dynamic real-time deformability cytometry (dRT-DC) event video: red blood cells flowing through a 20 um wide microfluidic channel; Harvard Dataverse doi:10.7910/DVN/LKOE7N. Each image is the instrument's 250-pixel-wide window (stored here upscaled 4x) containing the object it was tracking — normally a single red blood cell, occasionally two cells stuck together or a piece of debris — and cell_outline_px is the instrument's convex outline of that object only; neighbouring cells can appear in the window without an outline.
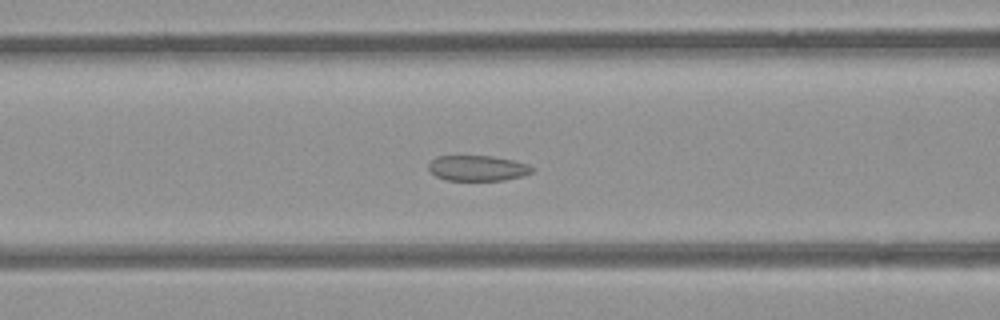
{"species": "common noctule bat (a hibernating species)", "species_latin": "Nyctalus noctula", "temperature_condition": "room temperature", "stored_images_in_passage": 33, "camera_frame_rate_fps": 3000, "um_per_image_px": 0.085, "animal": {"sex": "female", "body_mass_g": 21.9}, "frame": {"image": 1, "passage_image": 21, "time_ms": 6.667, "image_size_px": [1000, 320], "cell_outline_px": [[536, 168], [532, 172], [520, 176], [504, 180], [444, 180], [436, 176], [428, 168], [428, 164], [436, 156], [492, 156], [512, 160], [528, 164]], "centroid_in_image_um": [40.59, 14.29], "position_along_channel_um": 126.0, "area_um2": 15.32}}
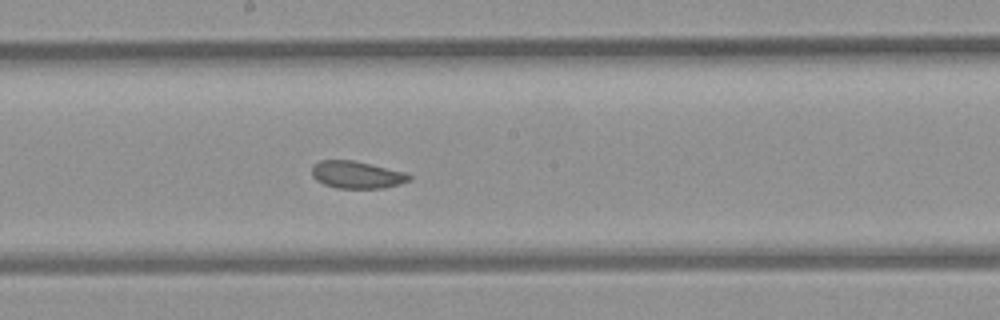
{"frame": {"image": 2, "passage_image": 28, "time_ms": 9.0, "image_size_px": [1000, 320], "cell_outline_px": [[412, 180], [400, 184], [384, 188], [336, 188], [324, 184], [316, 180], [312, 176], [312, 168], [320, 160], [352, 160], [372, 164], [404, 172], [412, 176]], "centroid_in_image_um": [30.35, 14.86], "position_along_channel_um": 217.9, "area_um2": 15.49}}
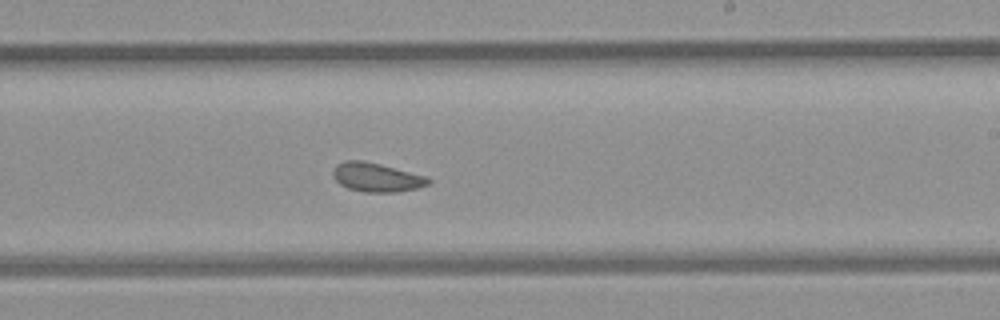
{"frame": {"image": 3, "passage_image": 31, "time_ms": 10.0, "image_size_px": [1000, 320], "cell_outline_px": [[432, 180], [428, 184], [416, 188], [400, 192], [364, 192], [348, 188], [340, 184], [332, 176], [332, 172], [336, 164], [344, 160], [360, 160], [380, 164], [428, 176]], "centroid_in_image_um": [32.0, 15.07], "position_along_channel_um": 257.0, "area_um2": 16.18}}